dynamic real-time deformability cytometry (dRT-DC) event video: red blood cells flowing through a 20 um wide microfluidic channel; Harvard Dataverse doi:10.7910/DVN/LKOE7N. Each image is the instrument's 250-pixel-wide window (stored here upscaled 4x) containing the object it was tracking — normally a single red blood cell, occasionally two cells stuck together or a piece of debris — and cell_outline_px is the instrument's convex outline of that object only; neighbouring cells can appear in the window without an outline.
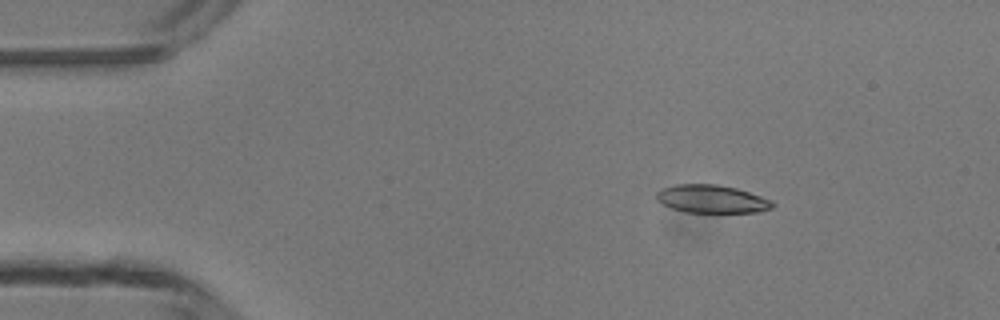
{"species": "common noctule bat (a hibernating species)", "species_latin": "Nyctalus noctula", "temperature_condition": "room temperature", "stored_images_in_passage": 4, "camera_frame_rate_fps": 3000, "um_per_image_px": 0.085, "animal": {"sex": "male", "body_mass_g": 13.3}, "frame": {"image": 1, "passage_image": 2, "time_ms": 2.0, "image_size_px": [1000, 320], "cell_outline_px": [[776, 204], [772, 208], [760, 212], [684, 212], [672, 208], [656, 200], [656, 192], [660, 188], [676, 184], [716, 184], [736, 188], [772, 200]], "centroid_in_image_um": [60.49, 16.91], "position_along_channel_um": 24.5, "area_um2": 19.02}}
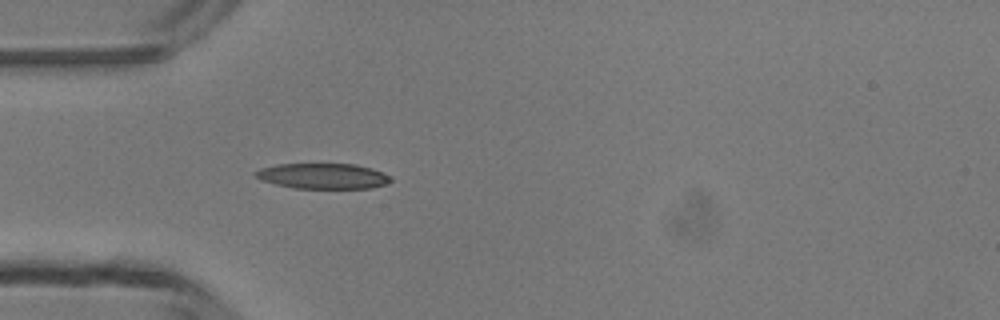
{"frame": {"image": 2, "passage_image": 4, "time_ms": 4.333, "image_size_px": [1000, 320], "cell_outline_px": [[392, 180], [384, 184], [372, 188], [292, 188], [260, 180], [252, 172], [260, 168], [276, 164], [356, 164], [372, 168], [388, 176]], "centroid_in_image_um": [27.39, 14.96], "position_along_channel_um": 57.6, "area_um2": 20.0}}